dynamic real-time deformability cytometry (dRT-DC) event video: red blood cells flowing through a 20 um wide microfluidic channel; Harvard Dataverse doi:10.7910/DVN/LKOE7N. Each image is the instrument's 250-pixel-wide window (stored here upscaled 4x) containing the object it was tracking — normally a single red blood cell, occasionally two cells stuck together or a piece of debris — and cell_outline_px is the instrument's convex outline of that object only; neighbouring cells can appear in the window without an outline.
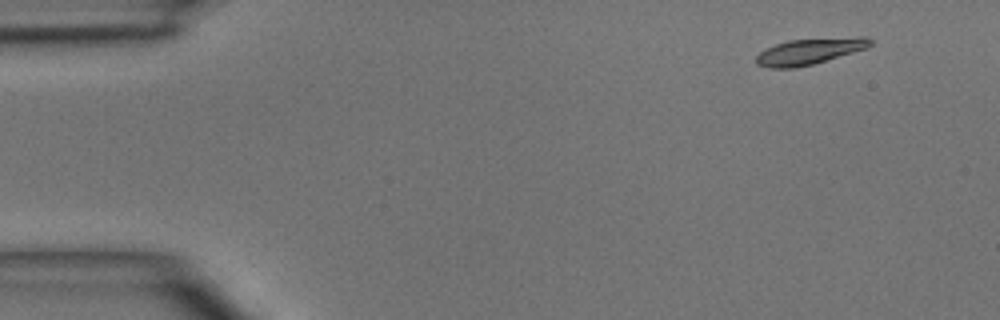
{"species": "common noctule bat (a hibernating species)", "species_latin": "Nyctalus noctula", "temperature_condition": "room temperature", "stored_images_in_passage": 5, "camera_frame_rate_fps": 3000, "um_per_image_px": 0.085, "animal": {"sex": "male", "body_mass_g": 15.6}, "frame": {"image": 1, "passage_image": 1, "time_ms": 0.0, "image_size_px": [1000, 320], "cell_outline_px": [[872, 44], [868, 48], [812, 64], [796, 68], [768, 68], [756, 64], [756, 56], [760, 52], [776, 44], [788, 40], [860, 36], [868, 36], [872, 40]], "centroid_in_image_um": [68.84, 4.35], "position_along_channel_um": 16.2, "area_um2": 17.4}}
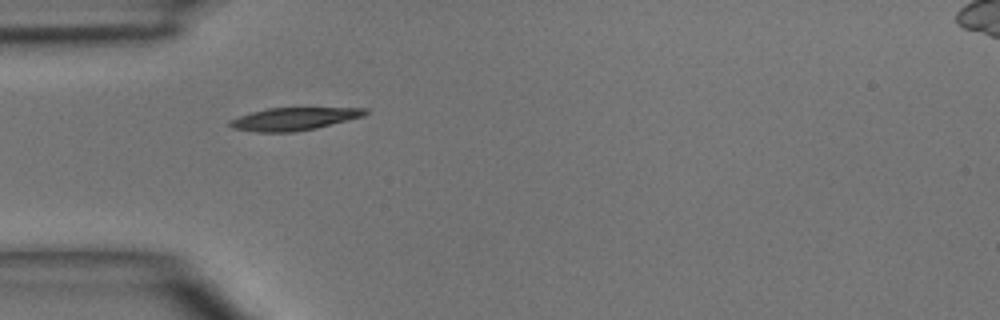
{"frame": {"image": 2, "passage_image": 4, "time_ms": 3.333, "image_size_px": [1000, 320], "cell_outline_px": [[368, 112], [364, 116], [316, 128], [292, 132], [256, 132], [232, 128], [228, 124], [228, 120], [252, 112], [268, 108], [368, 108]], "centroid_in_image_um": [24.96, 10.11], "position_along_channel_um": 60.0, "area_um2": 17.8}}